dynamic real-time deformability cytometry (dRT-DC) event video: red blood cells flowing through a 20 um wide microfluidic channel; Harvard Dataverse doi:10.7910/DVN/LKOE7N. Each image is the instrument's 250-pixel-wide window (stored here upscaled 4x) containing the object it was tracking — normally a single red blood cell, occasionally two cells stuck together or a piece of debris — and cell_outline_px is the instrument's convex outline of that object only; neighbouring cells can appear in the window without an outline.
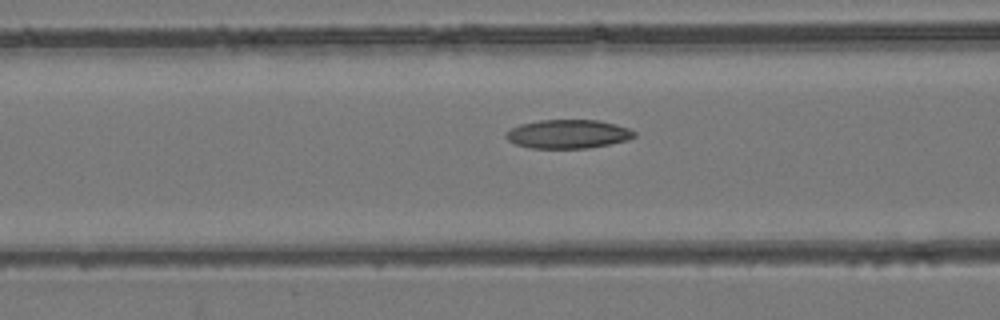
{"species": "common noctule bat (a hibernating species)", "species_latin": "Nyctalus noctula", "temperature_condition": "room temperature", "stored_images_in_passage": 38, "camera_frame_rate_fps": 3000, "um_per_image_px": 0.085, "animal": {"sex": "female", "body_mass_g": 24.6, "forearm_length_mm": 56.2}, "frame": {"image": 1, "passage_image": 9, "time_ms": 2.667, "image_size_px": [1000, 320], "cell_outline_px": [[636, 136], [628, 140], [588, 148], [532, 148], [516, 144], [508, 140], [504, 136], [512, 128], [520, 124], [540, 120], [600, 120], [616, 124], [628, 128], [636, 132]], "centroid_in_image_um": [48.31, 11.39], "position_along_channel_um": 118.3, "area_um2": 21.44}}
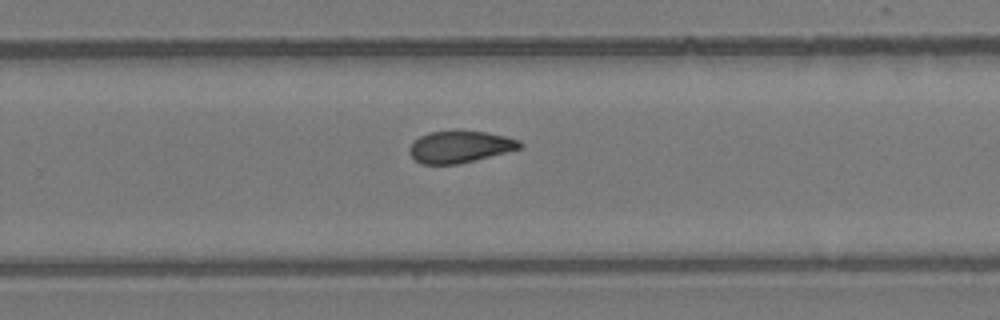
{"frame": {"image": 2, "passage_image": 21, "time_ms": 6.667, "image_size_px": [1000, 320], "cell_outline_px": [[524, 144], [520, 148], [476, 160], [456, 164], [420, 164], [408, 152], [408, 148], [412, 140], [428, 132], [488, 132], [520, 140]], "centroid_in_image_um": [39.06, 12.49], "position_along_channel_um": 290.7, "area_um2": 20.29}}
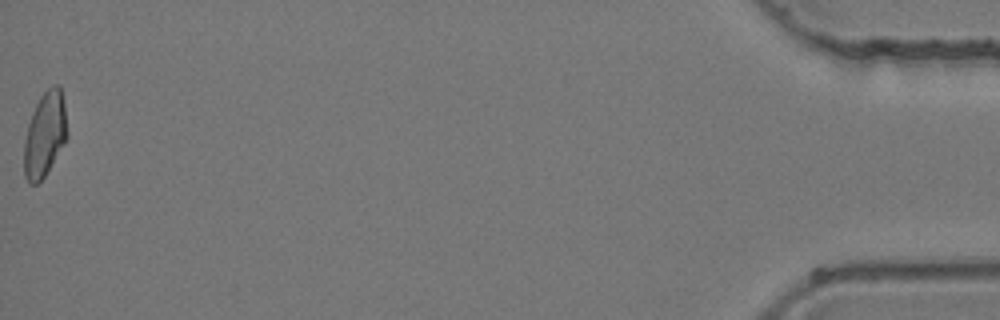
{"frame": {"image": 3, "passage_image": 38, "time_ms": 12.333, "image_size_px": [1000, 320], "cell_outline_px": [[68, 136], [64, 144], [44, 176], [36, 184], [28, 184], [24, 176], [24, 140], [28, 124], [32, 112], [40, 96], [52, 84], [60, 84], [64, 104], [68, 132]], "centroid_in_image_um": [3.81, 11.41], "position_along_channel_um": 431.4, "area_um2": 21.39}}